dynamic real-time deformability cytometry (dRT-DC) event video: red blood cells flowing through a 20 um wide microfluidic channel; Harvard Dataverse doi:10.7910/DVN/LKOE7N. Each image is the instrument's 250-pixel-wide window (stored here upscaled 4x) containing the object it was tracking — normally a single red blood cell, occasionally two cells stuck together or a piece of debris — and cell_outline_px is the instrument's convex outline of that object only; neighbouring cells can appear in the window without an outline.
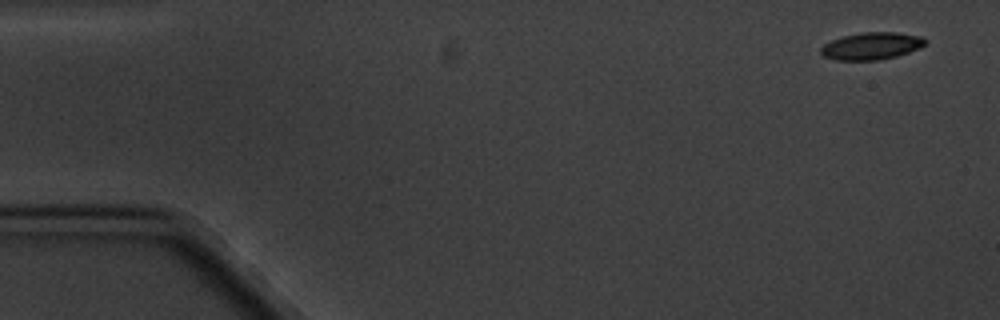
{"species": "common noctule bat (a hibernating species)", "species_latin": "Nyctalus noctula", "temperature_condition": "cold", "stored_images_in_passage": 5, "camera_frame_rate_fps": 3000, "um_per_image_px": 0.085, "animal": {"sex": "male", "body_mass_g": 20.1, "forearm_length_mm": 53.5}, "frame": {"image": 1, "passage_image": 1, "time_ms": 0.0, "image_size_px": [1000, 320], "cell_outline_px": [[928, 40], [920, 48], [896, 56], [880, 60], [836, 60], [824, 56], [820, 52], [820, 48], [824, 44], [832, 40], [844, 36], [860, 32], [896, 32], [924, 36]], "centroid_in_image_um": [74.11, 3.9], "position_along_channel_um": 10.9, "area_um2": 16.65}}
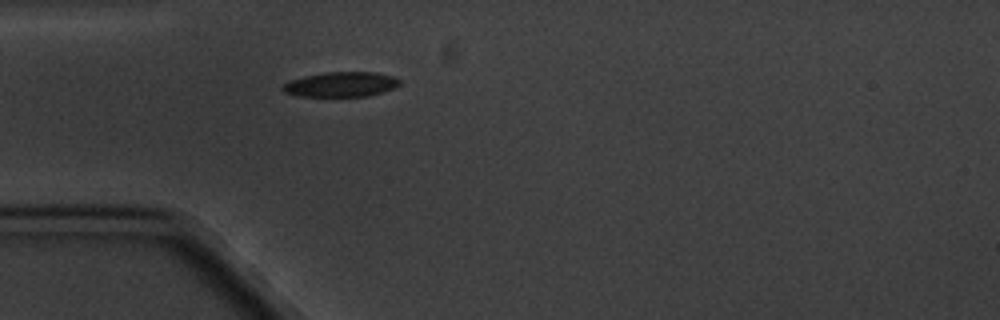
{"frame": {"image": 2, "passage_image": 5, "time_ms": 4.667, "image_size_px": [1000, 320], "cell_outline_px": [[400, 84], [396, 88], [368, 96], [296, 96], [284, 92], [280, 88], [288, 80], [304, 76], [324, 72], [376, 72], [396, 76], [400, 80]], "centroid_in_image_um": [28.99, 7.16], "position_along_channel_um": 56.0, "area_um2": 17.22}}